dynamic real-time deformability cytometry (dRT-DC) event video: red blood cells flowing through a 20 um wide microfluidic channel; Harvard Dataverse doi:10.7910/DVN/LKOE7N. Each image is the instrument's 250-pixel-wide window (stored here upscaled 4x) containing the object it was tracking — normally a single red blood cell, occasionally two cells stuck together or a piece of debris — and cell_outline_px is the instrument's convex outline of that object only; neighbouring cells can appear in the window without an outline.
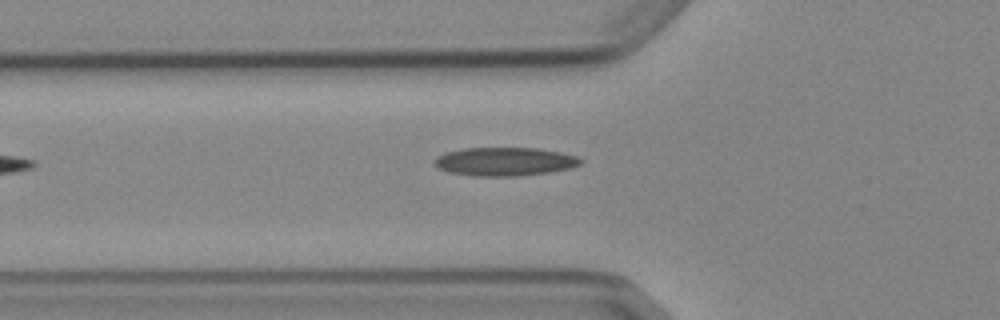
{"species": "Egyptian fruit bat (a non-hibernating species)", "species_latin": "Rousettus aegyptiacus", "temperature_condition": "cold", "stored_images_in_passage": 5, "camera_frame_rate_fps": 3000, "um_per_image_px": 0.085, "animal": {"sex": "female"}, "frame": {"image": 1, "passage_image": 5, "time_ms": 5.667, "image_size_px": [1000, 320], "cell_outline_px": [[584, 160], [580, 164], [572, 168], [552, 172], [520, 176], [472, 176], [448, 172], [436, 168], [436, 156], [444, 152], [464, 148], [540, 148], [560, 152], [576, 156]], "centroid_in_image_um": [42.91, 13.74], "position_along_channel_um": 82.9, "area_um2": 24.57}}